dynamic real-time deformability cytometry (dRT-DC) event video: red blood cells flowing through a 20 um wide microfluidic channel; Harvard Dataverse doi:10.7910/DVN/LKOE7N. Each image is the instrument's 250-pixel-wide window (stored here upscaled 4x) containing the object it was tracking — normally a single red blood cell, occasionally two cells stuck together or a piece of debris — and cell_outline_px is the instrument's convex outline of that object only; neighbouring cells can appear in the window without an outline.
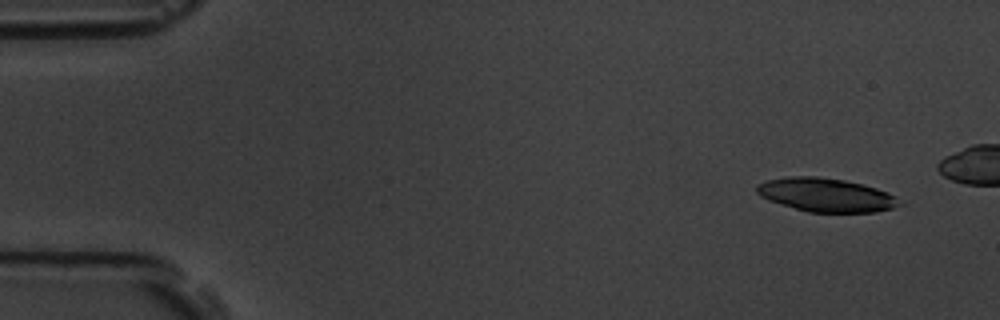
{"species": "common noctule bat (a hibernating species)", "species_latin": "Nyctalus noctula", "temperature_condition": "room temperature", "stored_images_in_passage": 4, "camera_frame_rate_fps": 3000, "um_per_image_px": 0.085, "animal": {"sex": "male", "body_mass_g": 19.5, "forearm_length_mm": 54.6}, "frame": {"image": 1, "passage_image": 1, "time_ms": 0.0, "image_size_px": [1000, 320], "cell_outline_px": [[904, 204], [892, 208], [876, 212], [808, 212], [780, 204], [768, 200], [760, 196], [756, 192], [756, 184], [764, 180], [784, 176], [820, 176], [844, 180], [864, 184], [888, 192], [904, 200]], "centroid_in_image_um": [70.22, 16.56], "position_along_channel_um": 14.8, "area_um2": 28.5}}